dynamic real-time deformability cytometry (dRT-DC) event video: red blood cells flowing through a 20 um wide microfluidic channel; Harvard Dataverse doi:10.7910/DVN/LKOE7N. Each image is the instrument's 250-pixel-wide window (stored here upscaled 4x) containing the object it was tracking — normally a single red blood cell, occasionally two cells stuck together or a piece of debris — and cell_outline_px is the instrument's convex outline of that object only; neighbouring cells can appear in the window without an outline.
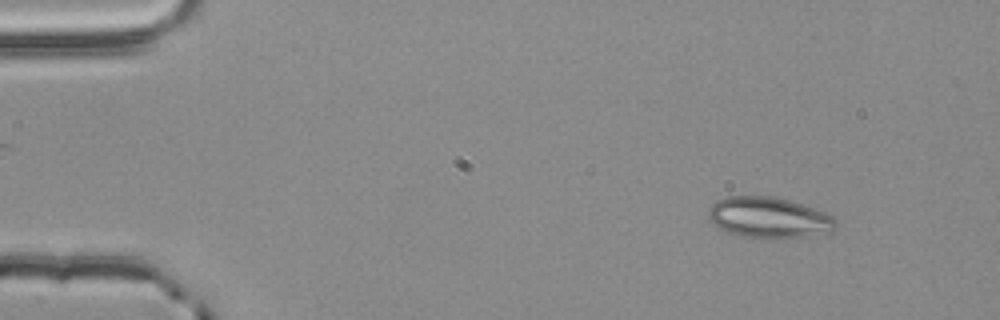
{"species": "common noctule bat (a hibernating species)", "species_latin": "Nyctalus noctula", "temperature_condition": "room temperature", "stored_images_in_passage": 55, "camera_frame_rate_fps": 3000, "um_per_image_px": 0.085, "animal": {"sex": "male", "body_mass_g": 20.4}, "frame": {"image": 1, "passage_image": 6, "time_ms": 1.667, "image_size_px": [1000, 320], "cell_outline_px": [[836, 228], [828, 232], [808, 236], [744, 236], [720, 228], [708, 220], [708, 208], [716, 200], [724, 196], [772, 196], [792, 200], [824, 212], [832, 216], [836, 220]], "centroid_in_image_um": [65.33, 18.44], "position_along_channel_um": 19.7, "area_um2": 29.77}}
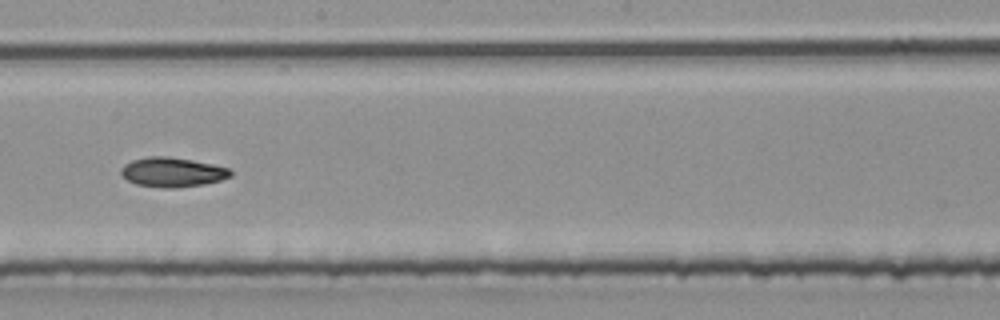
{"frame": {"image": 2, "passage_image": 31, "time_ms": 10.0, "image_size_px": [1000, 320], "cell_outline_px": [[232, 176], [220, 180], [204, 184], [176, 188], [164, 188], [136, 184], [128, 180], [120, 172], [120, 168], [124, 164], [132, 160], [148, 156], [168, 156], [192, 160], [212, 164], [228, 168], [232, 172]], "centroid_in_image_um": [14.64, 14.63], "position_along_channel_um": 233.6, "area_um2": 18.84}}
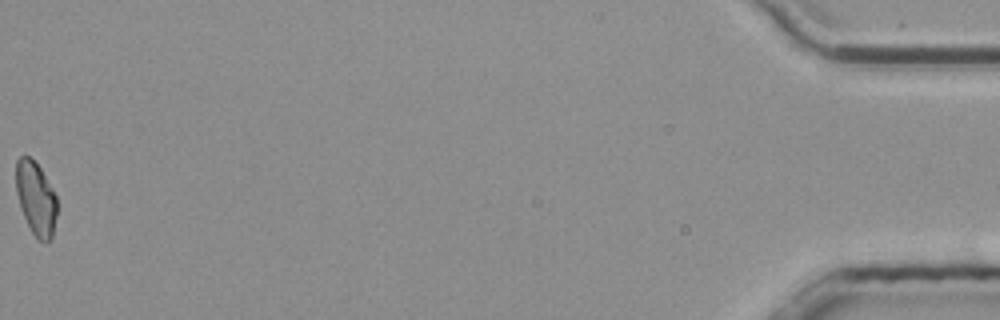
{"frame": {"image": 3, "passage_image": 55, "time_ms": 18.0, "image_size_px": [1000, 320], "cell_outline_px": [[56, 216], [52, 240], [48, 244], [44, 244], [32, 232], [20, 208], [16, 192], [16, 160], [20, 156], [28, 156], [40, 168], [52, 188], [56, 196]], "centroid_in_image_um": [3.05, 16.9], "position_along_channel_um": 432.1, "area_um2": 17.51}, "authors_computed_cell_mechanics": {"area_um2": 18.5538, "velocity_mm_per_s": 3.8151, "shape_relaxation_time_tau1_ms": null, "shape_relaxation_time_tau2_ms": 7.1157, "deformation_change_tau1": null, "deformation_change_tau2": 0.1239}}